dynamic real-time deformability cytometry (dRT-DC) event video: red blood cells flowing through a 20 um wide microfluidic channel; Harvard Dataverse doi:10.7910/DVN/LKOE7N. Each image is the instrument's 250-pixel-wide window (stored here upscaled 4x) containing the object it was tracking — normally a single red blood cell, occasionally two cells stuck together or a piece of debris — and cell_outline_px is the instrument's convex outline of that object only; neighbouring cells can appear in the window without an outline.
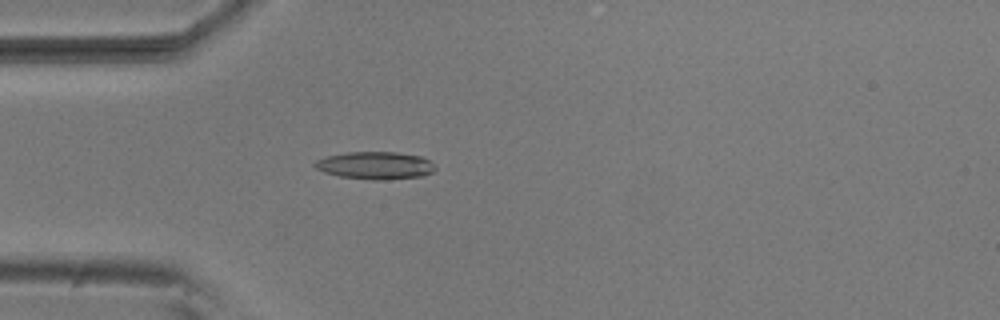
{"species": "common noctule bat (a hibernating species)", "species_latin": "Nyctalus noctula", "temperature_condition": "room temperature", "stored_images_in_passage": 5, "camera_frame_rate_fps": 3000, "um_per_image_px": 0.085, "animal": {"sex": "male", "body_mass_g": 20.5, "forearm_length_mm": 52.5}, "frame": {"image": 1, "passage_image": 5, "time_ms": 1.333, "image_size_px": [1000, 320], "cell_outline_px": [[436, 168], [432, 172], [424, 176], [384, 180], [372, 180], [340, 176], [324, 172], [316, 168], [312, 164], [316, 160], [328, 156], [348, 152], [396, 152], [420, 156], [428, 160]], "centroid_in_image_um": [31.89, 14.07], "position_along_channel_um": 53.1, "area_um2": 19.25}}